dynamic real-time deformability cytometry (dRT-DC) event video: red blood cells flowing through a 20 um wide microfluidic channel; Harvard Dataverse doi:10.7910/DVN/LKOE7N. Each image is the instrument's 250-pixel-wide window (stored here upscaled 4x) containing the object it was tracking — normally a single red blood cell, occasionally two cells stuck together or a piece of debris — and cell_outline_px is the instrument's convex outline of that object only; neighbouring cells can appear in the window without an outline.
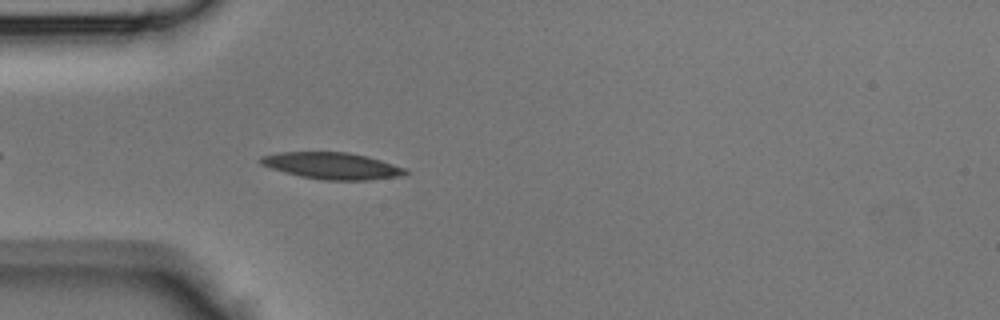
{"species": "Egyptian fruit bat (a non-hibernating species)", "species_latin": "Rousettus aegyptiacus", "temperature_condition": "room temperature", "stored_images_in_passage": 33, "camera_frame_rate_fps": 3000, "um_per_image_px": 0.085, "animal": {"sex": "male"}, "frame": {"image": 1, "passage_image": 4, "time_ms": 1.0, "image_size_px": [1000, 320], "cell_outline_px": [[408, 172], [404, 176], [368, 180], [324, 180], [300, 176], [284, 172], [260, 164], [256, 160], [260, 156], [280, 152], [348, 152], [368, 156], [408, 168]], "centroid_in_image_um": [28.25, 14.09], "position_along_channel_um": 56.7, "area_um2": 22.77}}
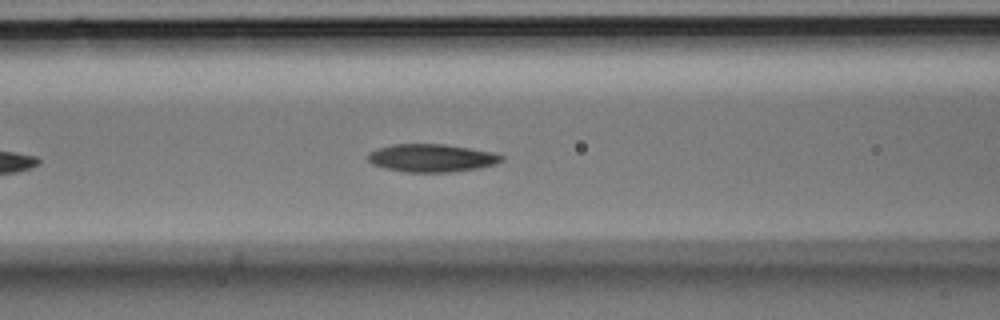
{"frame": {"image": 2, "passage_image": 9, "time_ms": 2.667, "image_size_px": [1000, 320], "cell_outline_px": [[504, 160], [496, 164], [480, 168], [452, 172], [404, 172], [384, 168], [372, 164], [368, 160], [368, 152], [376, 148], [392, 144], [444, 144], [492, 152], [504, 156]], "centroid_in_image_um": [36.67, 13.43], "position_along_channel_um": 129.9, "area_um2": 21.91}}
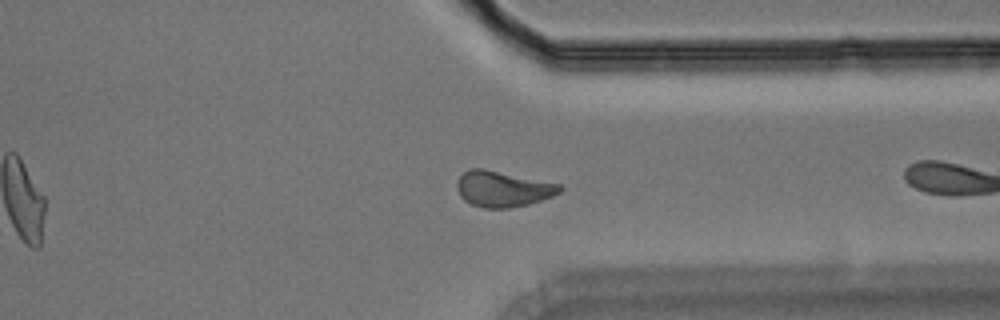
{"frame": {"image": 3, "passage_image": 22, "time_ms": 7.0, "image_size_px": [1000, 320], "cell_outline_px": [[564, 188], [560, 192], [552, 196], [528, 204], [508, 208], [484, 208], [472, 204], [464, 200], [460, 196], [456, 188], [456, 180], [468, 168], [484, 168], [560, 184]], "centroid_in_image_um": [42.71, 16.04], "position_along_channel_um": 368.7, "area_um2": 21.5}}